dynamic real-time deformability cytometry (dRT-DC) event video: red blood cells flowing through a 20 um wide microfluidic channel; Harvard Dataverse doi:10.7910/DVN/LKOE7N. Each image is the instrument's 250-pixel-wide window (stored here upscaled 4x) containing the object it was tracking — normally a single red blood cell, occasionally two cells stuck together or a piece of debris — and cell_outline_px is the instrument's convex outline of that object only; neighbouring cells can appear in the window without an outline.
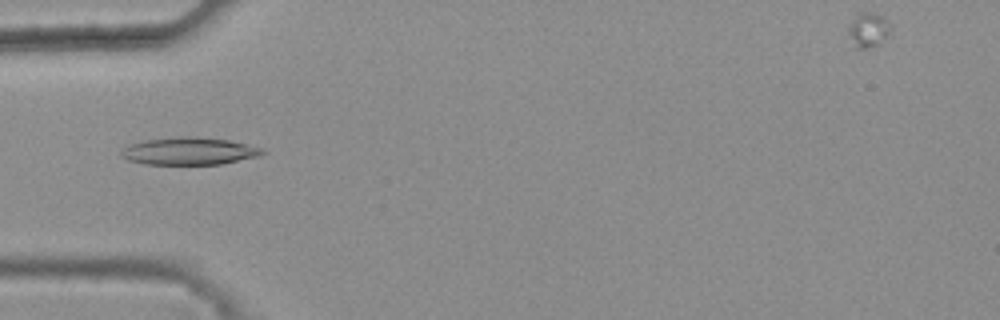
{"species": "common noctule bat (a hibernating species)", "species_latin": "Nyctalus noctula", "temperature_condition": "warm", "stored_images_in_passage": 5, "camera_frame_rate_fps": 3000, "um_per_image_px": 0.085, "animal": {"sex": "female", "body_mass_g": 25.1}, "frame": {"image": 1, "passage_image": 5, "time_ms": 1.333, "image_size_px": [1000, 320], "cell_outline_px": [[268, 152], [260, 156], [220, 164], [144, 164], [128, 160], [120, 156], [120, 152], [128, 144], [144, 140], [180, 136], [196, 136], [228, 140], [264, 148]], "centroid_in_image_um": [16.09, 12.84], "position_along_channel_um": 68.9, "area_um2": 22.77}}